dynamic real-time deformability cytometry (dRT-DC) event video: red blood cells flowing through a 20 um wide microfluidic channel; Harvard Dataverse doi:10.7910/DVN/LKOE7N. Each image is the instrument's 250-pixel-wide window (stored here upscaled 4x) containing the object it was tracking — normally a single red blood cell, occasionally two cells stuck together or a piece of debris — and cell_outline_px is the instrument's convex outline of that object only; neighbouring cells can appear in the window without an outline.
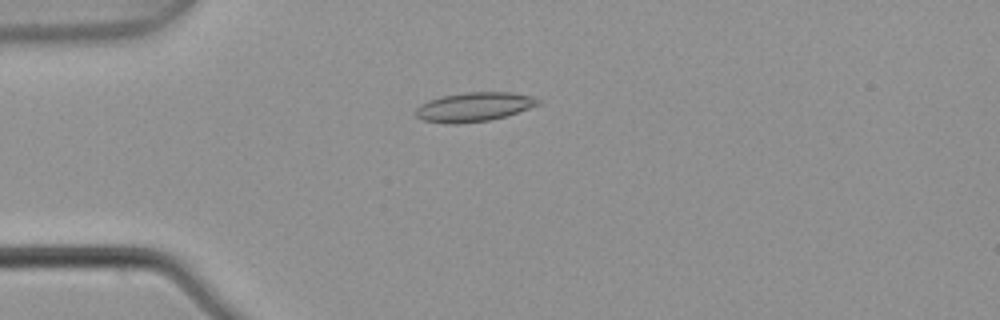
{"species": "common noctule bat (a hibernating species)", "species_latin": "Nyctalus noctula", "temperature_condition": "warm", "stored_images_in_passage": 1, "camera_frame_rate_fps": 3000, "um_per_image_px": 0.085, "animal": {"sex": "male", "body_mass_g": 21.5, "forearm_length_mm": 52.0}, "frame": {"image": 1, "passage_image": 1, "time_ms": 0.0, "image_size_px": [1000, 320], "cell_outline_px": [[540, 104], [504, 116], [488, 120], [452, 124], [448, 124], [424, 120], [416, 116], [416, 108], [420, 104], [428, 100], [440, 96], [464, 92], [512, 92], [532, 96], [540, 100]], "centroid_in_image_um": [40.26, 9.07], "position_along_channel_um": 44.7, "area_um2": 20.63}}